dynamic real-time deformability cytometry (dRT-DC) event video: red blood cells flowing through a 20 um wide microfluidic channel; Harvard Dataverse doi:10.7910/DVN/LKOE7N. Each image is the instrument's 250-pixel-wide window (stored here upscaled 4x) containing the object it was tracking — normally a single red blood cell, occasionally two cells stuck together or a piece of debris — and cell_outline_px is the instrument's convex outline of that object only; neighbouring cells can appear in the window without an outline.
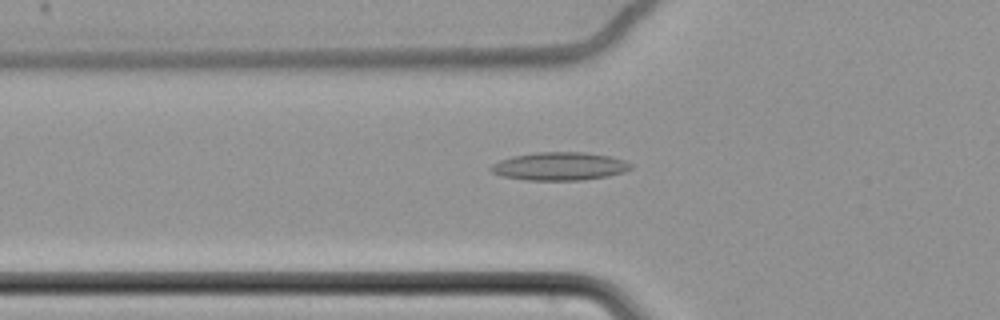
{"species": "common noctule bat (a hibernating species)", "species_latin": "Nyctalus noctula", "temperature_condition": "cold", "stored_images_in_passage": 49, "camera_frame_rate_fps": 3000, "um_per_image_px": 0.085, "animal": {"sex": "female", "body_mass_g": 22.7, "forearm_length_mm": 54.2}, "frame": {"image": 1, "passage_image": 11, "time_ms": 3.333, "image_size_px": [1000, 320], "cell_outline_px": [[632, 168], [624, 172], [608, 176], [580, 180], [524, 180], [504, 176], [492, 172], [488, 168], [492, 164], [500, 160], [512, 156], [536, 152], [584, 152], [608, 156], [624, 160], [632, 164]], "centroid_in_image_um": [47.55, 14.13], "position_along_channel_um": 78.2, "area_um2": 22.89}}
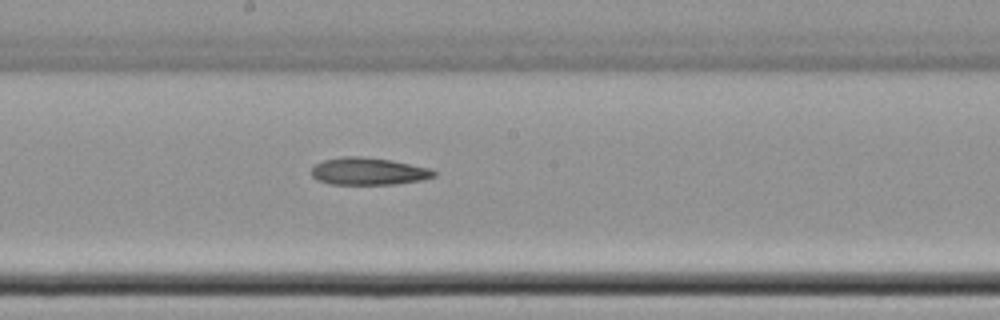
{"frame": {"image": 2, "passage_image": 23, "time_ms": 7.333, "image_size_px": [1000, 320], "cell_outline_px": [[436, 176], [424, 180], [396, 184], [332, 184], [316, 180], [312, 176], [312, 168], [316, 164], [324, 160], [340, 156], [360, 156], [392, 160], [432, 168], [436, 172]], "centroid_in_image_um": [31.36, 14.56], "position_along_channel_um": 216.8, "area_um2": 19.71}}
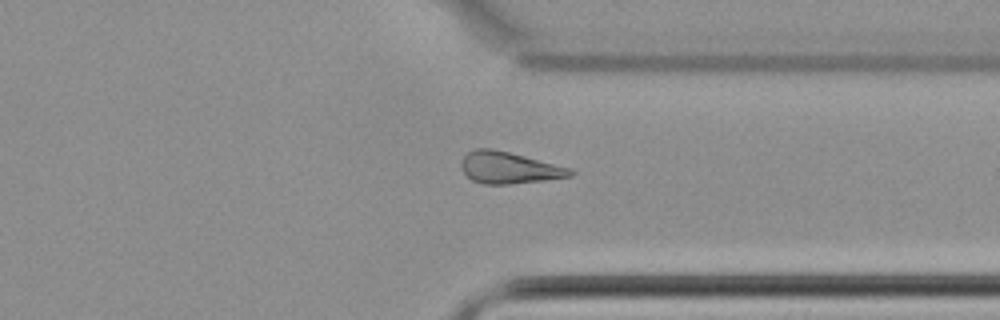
{"frame": {"image": 3, "passage_image": 36, "time_ms": 11.667, "image_size_px": [1000, 320], "cell_outline_px": [[576, 172], [572, 176], [544, 180], [508, 184], [484, 184], [472, 180], [460, 168], [460, 164], [464, 156], [468, 152], [476, 148], [492, 148], [572, 168]], "centroid_in_image_um": [43.27, 14.26], "position_along_channel_um": 368.1, "area_um2": 20.06}, "authors_computed_cell_mechanics": {"area_um2": 20.6346, "velocity_mm_per_s": 3.4802, "shape_relaxation_time_tau1_ms": 6.3632, "shape_relaxation_time_tau2_ms": null, "deformation_change_tau1": 0.1053, "deformation_change_tau2": null}}